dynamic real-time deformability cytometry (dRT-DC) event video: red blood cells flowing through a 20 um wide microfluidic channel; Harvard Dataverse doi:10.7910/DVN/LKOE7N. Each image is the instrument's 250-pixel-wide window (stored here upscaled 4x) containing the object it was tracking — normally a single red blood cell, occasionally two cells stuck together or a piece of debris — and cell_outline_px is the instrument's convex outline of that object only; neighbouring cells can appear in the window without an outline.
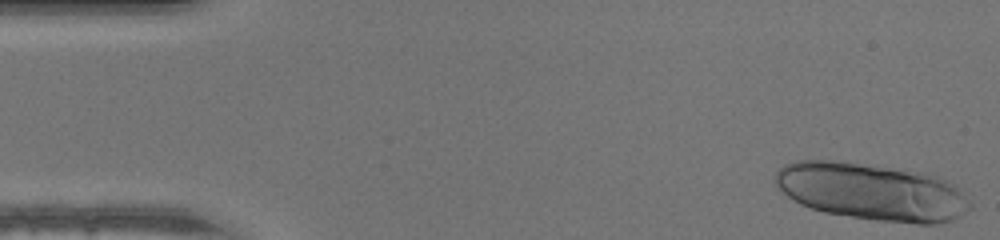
{"species": "human", "species_latin": "Homo sapiens", "temperature_condition": "warm", "stored_images_in_passage": 13, "camera_frame_rate_fps": 3000, "um_per_image_px": 0.085, "donor": {"sex": "male"}, "frame": {"image": 1, "passage_image": 1, "time_ms": 0.0, "image_size_px": [1000, 240], "cell_outline_px": [[972, 208], [960, 216], [952, 220], [936, 224], [916, 224], [880, 220], [824, 212], [800, 204], [788, 196], [772, 180], [776, 172], [784, 164], [796, 160], [832, 160], [920, 172], [936, 176], [956, 184], [972, 204]], "centroid_in_image_um": [74.12, 16.3], "position_along_channel_um": 10.9, "area_um2": 64.74}}